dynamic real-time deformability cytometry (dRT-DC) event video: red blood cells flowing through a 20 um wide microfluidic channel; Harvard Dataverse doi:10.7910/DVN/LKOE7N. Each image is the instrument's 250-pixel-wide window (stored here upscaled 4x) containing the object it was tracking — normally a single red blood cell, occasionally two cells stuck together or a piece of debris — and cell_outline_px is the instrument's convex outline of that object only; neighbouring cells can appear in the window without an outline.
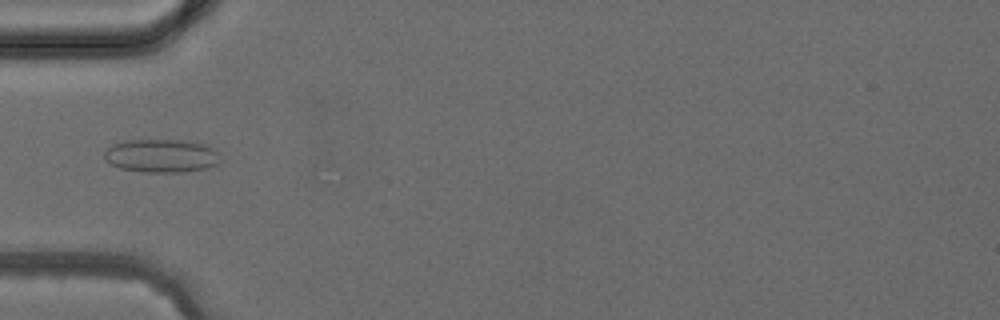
{"species": "common noctule bat (a hibernating species)", "species_latin": "Nyctalus noctula", "temperature_condition": "cold", "stored_images_in_passage": 4, "camera_frame_rate_fps": 3000, "um_per_image_px": 0.085, "animal": {"sex": "female", "body_mass_g": 24.6, "forearm_length_mm": 56.2}, "frame": {"image": 1, "passage_image": 4, "time_ms": 3.333, "image_size_px": [1000, 320], "cell_outline_px": [[220, 164], [208, 168], [184, 172], [144, 172], [120, 168], [104, 160], [104, 152], [112, 144], [124, 140], [184, 140], [208, 144], [216, 148], [220, 160]], "centroid_in_image_um": [13.76, 13.24], "position_along_channel_um": 71.2, "area_um2": 22.95}}